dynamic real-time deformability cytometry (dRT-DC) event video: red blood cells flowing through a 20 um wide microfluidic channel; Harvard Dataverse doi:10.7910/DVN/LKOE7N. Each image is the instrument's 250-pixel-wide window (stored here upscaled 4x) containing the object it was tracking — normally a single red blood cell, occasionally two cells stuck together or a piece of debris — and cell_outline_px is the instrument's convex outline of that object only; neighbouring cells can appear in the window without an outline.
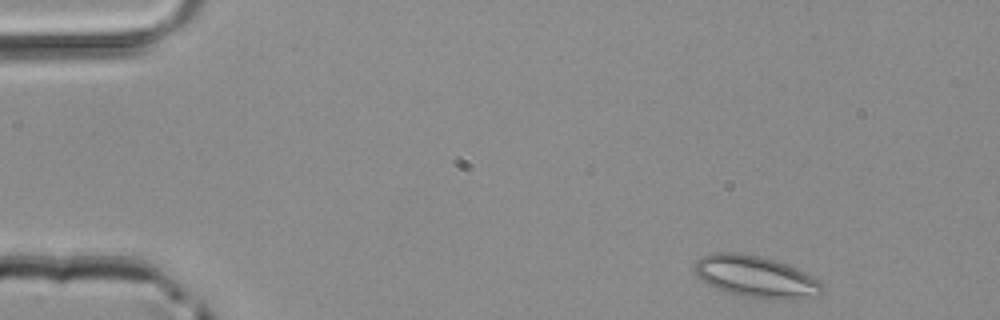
{"species": "common noctule bat (a hibernating species)", "species_latin": "Nyctalus noctula", "temperature_condition": "room temperature", "stored_images_in_passage": 46, "camera_frame_rate_fps": 3000, "um_per_image_px": 0.085, "animal": {"sex": "male", "body_mass_g": 20.4}, "frame": {"image": 1, "passage_image": 2, "time_ms": 0.333, "image_size_px": [1000, 320], "cell_outline_px": [[824, 292], [816, 296], [800, 300], [764, 300], [740, 296], [724, 292], [708, 284], [696, 272], [696, 260], [712, 252], [736, 252], [760, 256], [776, 260], [796, 268], [812, 276], [824, 284]], "centroid_in_image_um": [64.32, 23.56], "position_along_channel_um": 20.7, "area_um2": 31.5}}
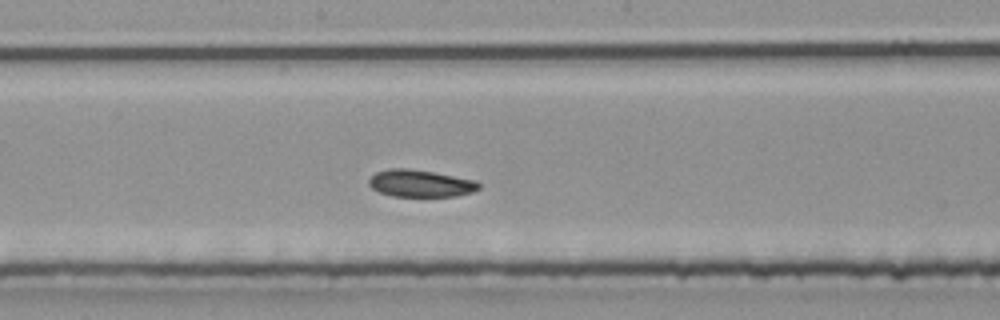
{"frame": {"image": 2, "passage_image": 23, "time_ms": 7.333, "image_size_px": [1000, 320], "cell_outline_px": [[480, 188], [472, 192], [456, 196], [392, 196], [380, 192], [372, 188], [368, 184], [368, 180], [376, 172], [388, 168], [408, 168], [432, 172], [476, 180], [480, 184]], "centroid_in_image_um": [35.73, 15.58], "position_along_channel_um": 212.5, "area_um2": 17.34}}
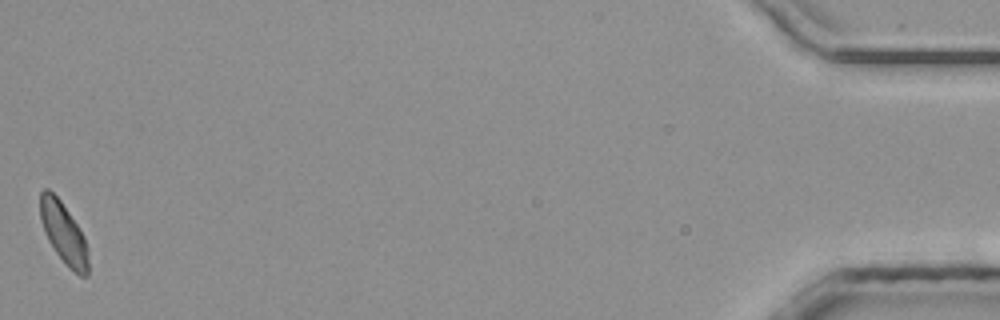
{"frame": {"image": 3, "passage_image": 46, "time_ms": 15.0, "image_size_px": [1000, 320], "cell_outline_px": [[88, 276], [80, 276], [68, 268], [64, 264], [48, 240], [44, 232], [40, 220], [40, 192], [44, 188], [48, 188], [60, 200], [80, 228], [84, 236], [88, 248]], "centroid_in_image_um": [5.41, 19.83], "position_along_channel_um": 429.8, "area_um2": 17.34}}